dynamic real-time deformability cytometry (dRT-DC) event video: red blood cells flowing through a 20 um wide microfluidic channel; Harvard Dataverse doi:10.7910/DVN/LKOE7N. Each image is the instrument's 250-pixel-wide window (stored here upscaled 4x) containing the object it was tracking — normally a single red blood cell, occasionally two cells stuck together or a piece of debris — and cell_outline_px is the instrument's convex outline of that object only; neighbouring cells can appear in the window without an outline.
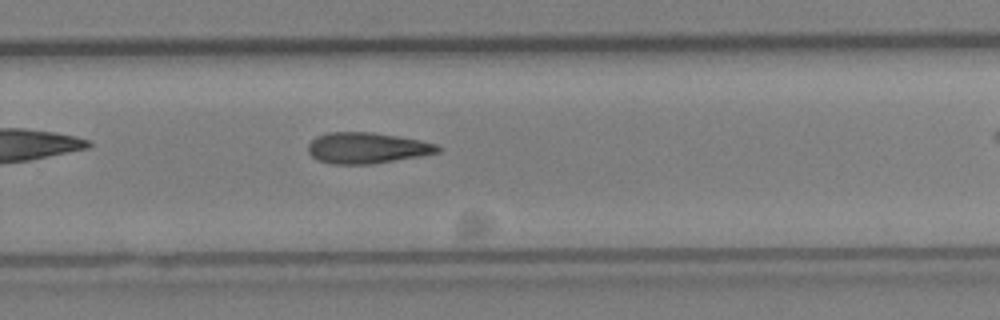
{"species": "Egyptian fruit bat (a non-hibernating species)", "species_latin": "Rousettus aegyptiacus", "temperature_condition": "cold", "stored_images_in_passage": 20, "camera_frame_rate_fps": 3000, "um_per_image_px": 0.085, "animal": {"sex": "female"}, "frame": {"image": 1, "passage_image": 15, "time_ms": 4.667, "image_size_px": [1000, 320], "cell_outline_px": [[440, 152], [372, 164], [332, 164], [316, 160], [308, 152], [308, 144], [316, 136], [328, 132], [372, 132], [420, 140], [436, 144], [440, 148]], "centroid_in_image_um": [31.14, 12.57], "position_along_channel_um": 298.7, "area_um2": 23.29}}